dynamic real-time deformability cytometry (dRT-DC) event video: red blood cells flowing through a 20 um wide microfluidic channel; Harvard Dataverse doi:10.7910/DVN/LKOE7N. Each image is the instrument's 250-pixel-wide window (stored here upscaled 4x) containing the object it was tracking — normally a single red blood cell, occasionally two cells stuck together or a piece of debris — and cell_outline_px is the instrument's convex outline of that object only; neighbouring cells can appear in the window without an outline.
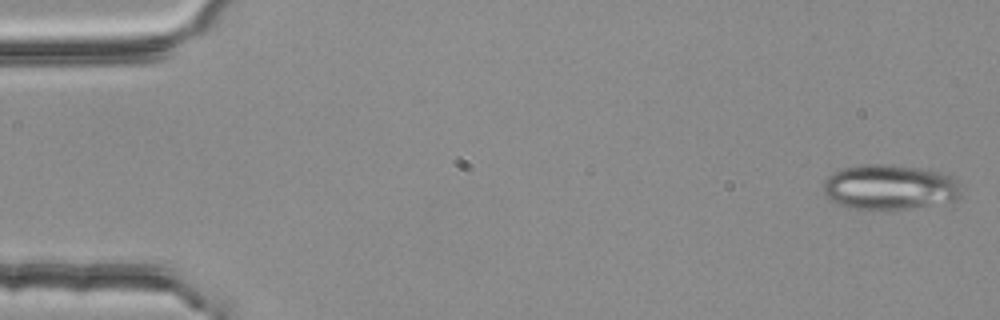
{"species": "common noctule bat (a hibernating species)", "species_latin": "Nyctalus noctula", "temperature_condition": "room temperature", "stored_images_in_passage": 4, "camera_frame_rate_fps": 3000, "um_per_image_px": 0.085, "animal": {"sex": "female", "body_mass_g": 25.1}, "frame": {"image": 1, "passage_image": 1, "time_ms": 0.0, "image_size_px": [1000, 320], "cell_outline_px": [[960, 196], [956, 200], [884, 212], [868, 212], [848, 208], [828, 200], [824, 196], [824, 180], [828, 176], [844, 168], [860, 164], [892, 164], [924, 168], [944, 172], [956, 184], [960, 192]], "centroid_in_image_um": [75.53, 15.94], "position_along_channel_um": 9.5, "area_um2": 36.99}}